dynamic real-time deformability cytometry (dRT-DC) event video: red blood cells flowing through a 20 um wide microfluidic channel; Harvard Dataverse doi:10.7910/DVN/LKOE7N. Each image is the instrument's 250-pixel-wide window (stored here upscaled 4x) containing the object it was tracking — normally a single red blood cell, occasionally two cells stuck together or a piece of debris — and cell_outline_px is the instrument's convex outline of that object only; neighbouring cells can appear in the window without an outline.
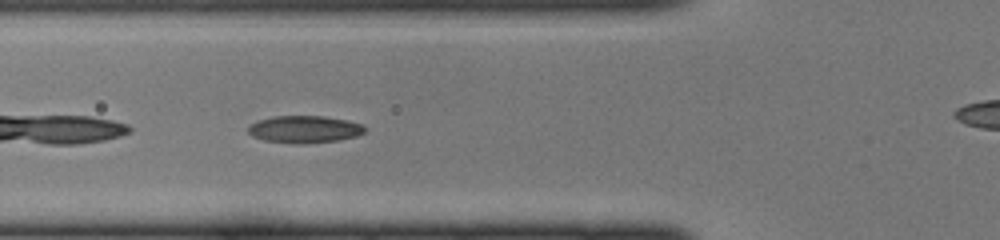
{"species": "common noctule bat (a hibernating species)", "species_latin": "Nyctalus noctula", "temperature_condition": "cold", "stored_images_in_passage": 24, "camera_frame_rate_fps": 3000, "um_per_image_px": 0.085, "animal": {"sex": "female", "body_mass_g": 22.0, "forearm_length_mm": 56.7}, "frame": {"image": 1, "passage_image": 3, "time_ms": 0.667, "image_size_px": [1000, 240], "cell_outline_px": [[364, 132], [356, 136], [340, 140], [304, 144], [296, 144], [264, 140], [252, 136], [248, 132], [248, 124], [256, 120], [272, 116], [324, 116], [348, 120], [364, 124]], "centroid_in_image_um": [25.85, 10.98], "position_along_channel_um": 99.9, "area_um2": 18.79}}
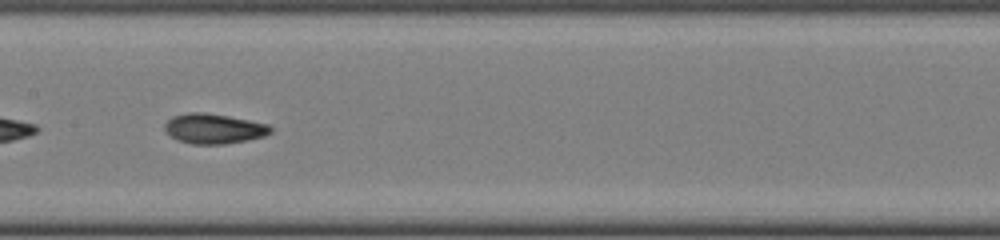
{"frame": {"image": 2, "passage_image": 9, "time_ms": 2.667, "image_size_px": [1000, 240], "cell_outline_px": [[272, 132], [264, 136], [248, 140], [224, 144], [192, 144], [176, 140], [164, 132], [164, 124], [172, 116], [188, 112], [204, 112], [228, 116], [268, 124], [272, 128]], "centroid_in_image_um": [18.13, 10.94], "position_along_channel_um": 189.3, "area_um2": 18.67}}
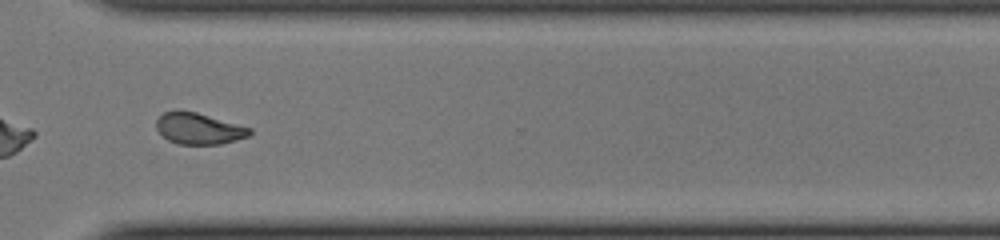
{"frame": {"image": 3, "passage_image": 20, "time_ms": 6.333, "image_size_px": [1000, 240], "cell_outline_px": [[252, 136], [220, 144], [176, 144], [168, 140], [156, 128], [156, 120], [164, 112], [176, 108], [196, 112], [252, 128]], "centroid_in_image_um": [16.9, 10.91], "position_along_channel_um": 353.7, "area_um2": 17.28}}